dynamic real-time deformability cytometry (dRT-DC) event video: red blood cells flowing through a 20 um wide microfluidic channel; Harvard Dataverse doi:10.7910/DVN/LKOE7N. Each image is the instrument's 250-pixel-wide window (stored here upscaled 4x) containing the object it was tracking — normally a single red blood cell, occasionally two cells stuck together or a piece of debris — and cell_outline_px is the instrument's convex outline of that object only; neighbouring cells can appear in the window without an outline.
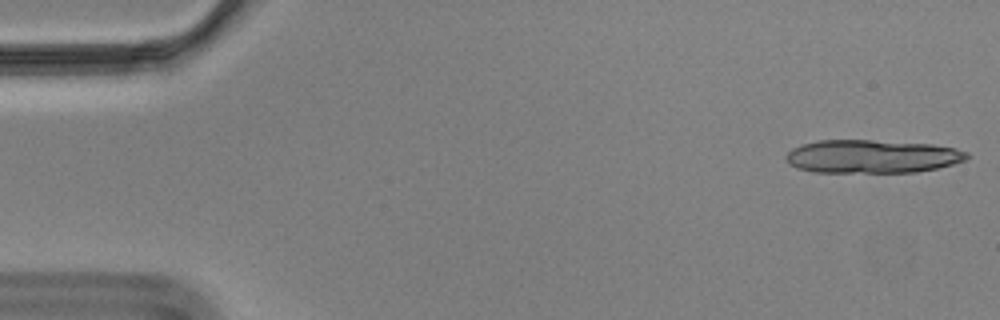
{"species": "Egyptian fruit bat (a non-hibernating species)", "species_latin": "Rousettus aegyptiacus", "temperature_condition": "cold", "stored_images_in_passage": 13, "camera_frame_rate_fps": 3000, "um_per_image_px": 0.085, "animal": {"sex": "male"}, "frame": {"image": 1, "passage_image": 1, "time_ms": 0.0, "image_size_px": [1000, 320], "cell_outline_px": [[968, 156], [964, 160], [952, 164], [936, 168], [916, 172], [812, 172], [796, 168], [788, 164], [784, 156], [792, 148], [800, 144], [816, 140], [872, 140], [932, 144], [956, 148], [968, 152]], "centroid_in_image_um": [74.06, 13.29], "position_along_channel_um": 10.9, "area_um2": 35.32}}